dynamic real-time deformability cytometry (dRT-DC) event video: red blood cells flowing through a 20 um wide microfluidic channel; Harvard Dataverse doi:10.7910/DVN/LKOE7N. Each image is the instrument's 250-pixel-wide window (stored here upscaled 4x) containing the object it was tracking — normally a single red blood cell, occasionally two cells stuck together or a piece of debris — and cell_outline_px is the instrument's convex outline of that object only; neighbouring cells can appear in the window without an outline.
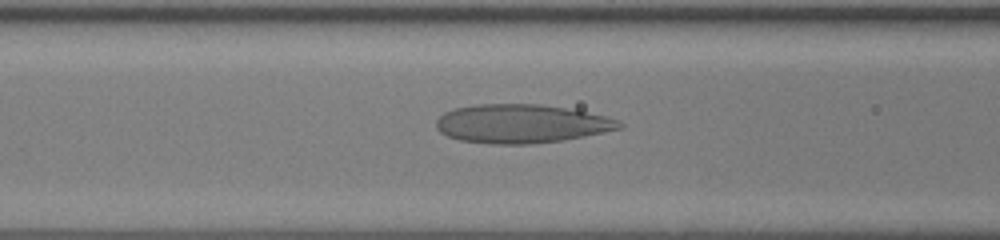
{"species": "human", "species_latin": "Homo sapiens", "temperature_condition": "room temperature", "stored_images_in_passage": 55, "camera_frame_rate_fps": 3000, "um_per_image_px": 0.085, "donor": {"sex": "female"}, "frame": {"image": 1, "passage_image": 24, "time_ms": 7.667, "image_size_px": [1000, 240], "cell_outline_px": [[624, 128], [564, 140], [532, 144], [492, 144], [460, 140], [448, 136], [440, 132], [436, 128], [436, 120], [444, 112], [456, 108], [476, 104], [540, 104], [564, 108], [608, 116], [620, 120], [624, 124]], "centroid_in_image_um": [44.34, 10.52], "position_along_channel_um": 122.3, "area_um2": 41.44}}
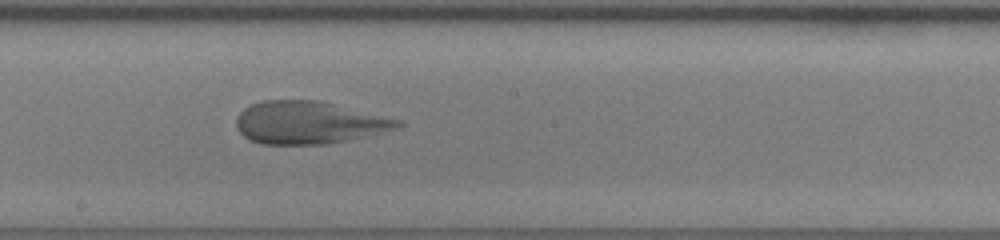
{"frame": {"image": 2, "passage_image": 32, "time_ms": 10.333, "image_size_px": [1000, 240], "cell_outline_px": [[404, 124], [400, 128], [328, 144], [260, 144], [248, 140], [236, 128], [236, 120], [240, 112], [244, 108], [260, 100], [324, 100], [404, 120]], "centroid_in_image_um": [26.29, 10.4], "position_along_channel_um": 221.9, "area_um2": 40.69}}
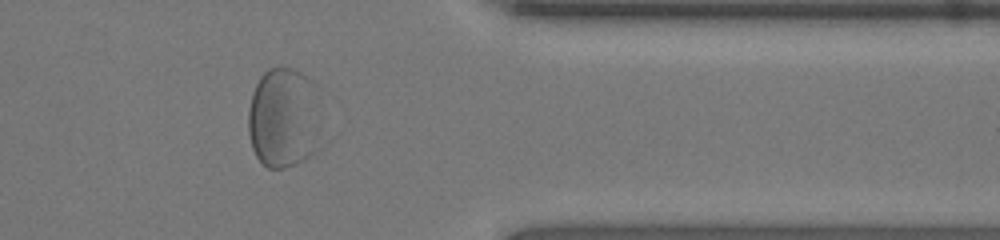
{"frame": {"image": 3, "passage_image": 46, "time_ms": 15.0, "image_size_px": [1000, 240], "cell_outline_px": [[328, 140], [324, 148], [296, 164], [284, 168], [268, 168], [256, 156], [252, 148], [248, 132], [248, 108], [252, 92], [260, 76], [268, 68], [292, 68], [308, 76], [312, 80]], "centroid_in_image_um": [24.23, 10.08], "position_along_channel_um": 387.2, "area_um2": 45.03}}